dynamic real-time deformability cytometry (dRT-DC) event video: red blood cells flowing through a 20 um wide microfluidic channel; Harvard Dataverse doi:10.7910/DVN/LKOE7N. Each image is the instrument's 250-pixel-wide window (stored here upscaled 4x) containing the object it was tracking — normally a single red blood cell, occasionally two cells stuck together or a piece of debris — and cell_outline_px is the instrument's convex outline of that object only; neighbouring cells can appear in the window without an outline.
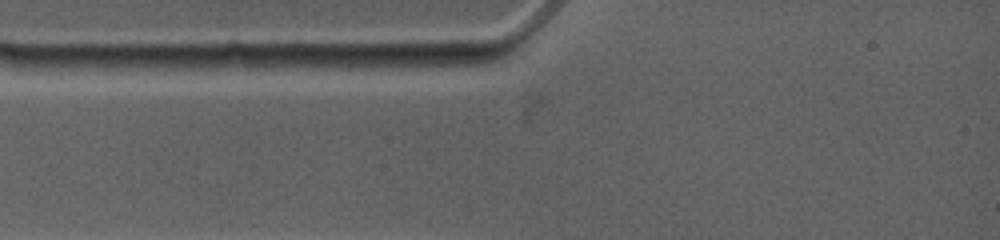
{"species": "common noctule bat (a hibernating species)", "species_latin": "Nyctalus noctula", "temperature_condition": "warm", "stored_images_in_passage": 5, "camera_frame_rate_fps": 4500, "um_per_image_px": 0.085, "animal": {"sex": "female", "body_mass_g": 19.0, "forearm_length_mm": 53.3}, "frame": {"image": 1, "passage_image": 1, "time_ms": 0.0, "image_size_px": [1000, 240], "cell_outline_px": [[484, 64], [364, 72], [312, 72], [312, 64], [332, 56], [404, 56], [476, 60]], "centroid_in_image_um": [32.66, 5.4], "position_along_channel_um": 52.3, "area_um2": 14.45}}